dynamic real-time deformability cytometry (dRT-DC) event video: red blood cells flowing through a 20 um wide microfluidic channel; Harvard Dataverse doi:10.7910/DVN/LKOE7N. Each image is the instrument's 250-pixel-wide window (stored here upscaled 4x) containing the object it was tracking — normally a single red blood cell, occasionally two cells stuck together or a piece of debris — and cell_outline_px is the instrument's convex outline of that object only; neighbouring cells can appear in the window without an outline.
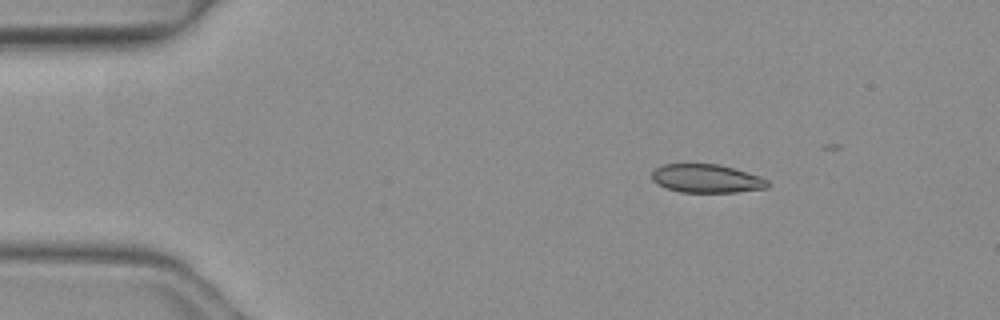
{"species": "common noctule bat (a hibernating species)", "species_latin": "Nyctalus noctula", "temperature_condition": "warm", "stored_images_in_passage": 5, "camera_frame_rate_fps": 3000, "um_per_image_px": 0.085, "animal": {"sex": "female", "body_mass_g": 19.3, "forearm_length_mm": 54.1}, "frame": {"image": 1, "passage_image": 5, "time_ms": 1.333, "image_size_px": [1000, 320], "cell_outline_px": [[768, 188], [736, 192], [680, 192], [668, 188], [652, 180], [652, 172], [656, 168], [664, 164], [720, 164], [760, 176], [768, 180]], "centroid_in_image_um": [60.08, 15.17], "position_along_channel_um": 24.9, "area_um2": 19.07}}